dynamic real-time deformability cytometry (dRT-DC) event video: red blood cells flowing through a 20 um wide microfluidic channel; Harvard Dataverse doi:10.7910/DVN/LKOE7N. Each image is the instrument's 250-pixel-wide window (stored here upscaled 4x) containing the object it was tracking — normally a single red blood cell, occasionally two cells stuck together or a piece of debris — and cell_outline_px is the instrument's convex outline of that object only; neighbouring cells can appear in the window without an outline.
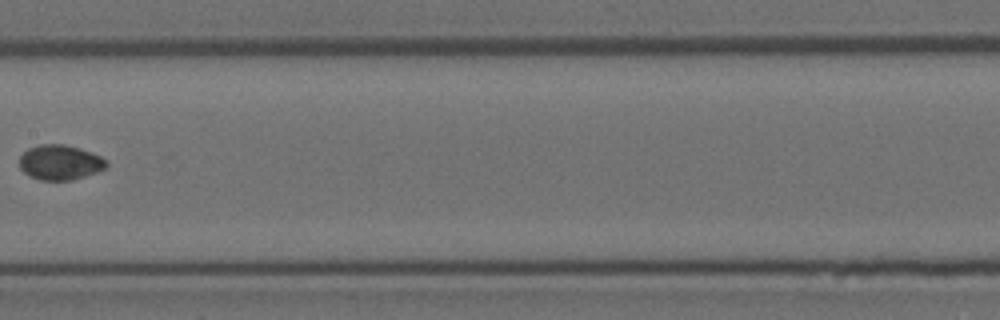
{"species": "Egyptian fruit bat (a non-hibernating species)", "species_latin": "Rousettus aegyptiacus", "temperature_condition": "room temperature", "stored_images_in_passage": 7, "camera_frame_rate_fps": 3000, "um_per_image_px": 0.085, "animal": {"sex": "female"}, "frame": {"image": 1, "passage_image": 7, "time_ms": 2.0, "image_size_px": [1000, 320], "cell_outline_px": [[108, 164], [104, 168], [96, 172], [72, 180], [40, 180], [24, 172], [20, 168], [20, 156], [28, 148], [40, 144], [64, 144], [80, 148], [92, 152], [100, 156]], "centroid_in_image_um": [5.09, 13.79], "position_along_channel_um": 202.3, "area_um2": 17.57}}